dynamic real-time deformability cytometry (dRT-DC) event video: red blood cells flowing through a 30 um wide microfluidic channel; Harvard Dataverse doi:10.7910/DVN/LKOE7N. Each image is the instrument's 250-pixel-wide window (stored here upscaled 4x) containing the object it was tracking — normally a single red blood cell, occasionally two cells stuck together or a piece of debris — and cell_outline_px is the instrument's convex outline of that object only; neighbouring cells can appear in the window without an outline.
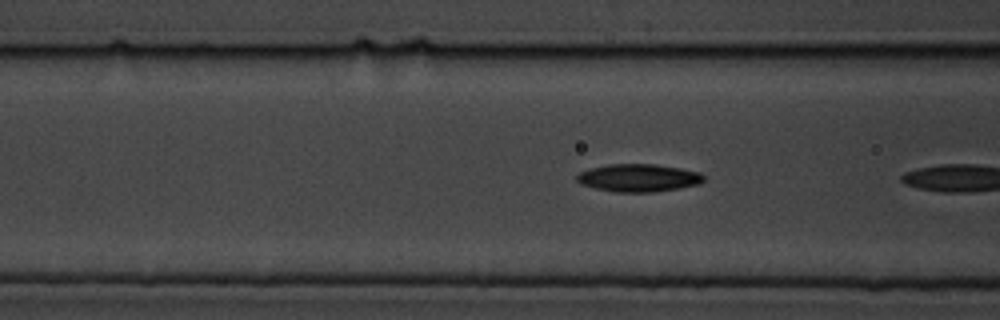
{"species": "common noctule bat (a hibernating species)", "species_latin": "Nyctalus noctula", "temperature_condition": "cold", "stored_images_in_passage": 10, "camera_frame_rate_fps": 3000, "um_per_image_px": 0.085, "animal": {"sex": "male", "body_mass_g": 19.5, "forearm_length_mm": 54.6}, "frame": {"image": 1, "passage_image": 5, "time_ms": 1.333, "image_size_px": [1000, 320], "cell_outline_px": [[704, 180], [700, 184], [680, 188], [652, 192], [616, 192], [596, 188], [580, 184], [576, 180], [576, 176], [580, 172], [592, 168], [608, 164], [656, 164], [680, 168], [700, 172], [704, 176]], "centroid_in_image_um": [54.29, 15.12], "position_along_channel_um": 112.3, "area_um2": 20.52}}